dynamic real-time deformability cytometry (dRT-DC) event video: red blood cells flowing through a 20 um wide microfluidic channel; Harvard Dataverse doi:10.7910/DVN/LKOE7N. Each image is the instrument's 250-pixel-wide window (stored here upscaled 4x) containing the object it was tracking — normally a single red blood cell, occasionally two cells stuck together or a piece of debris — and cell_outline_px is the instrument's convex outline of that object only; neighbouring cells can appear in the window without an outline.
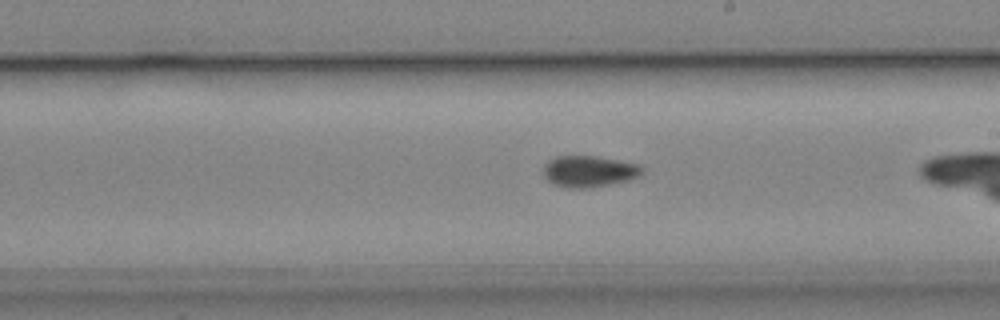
{"species": "common noctule bat (a hibernating species)", "species_latin": "Nyctalus noctula", "temperature_condition": "cold", "stored_images_in_passage": 14, "camera_frame_rate_fps": 3000, "um_per_image_px": 0.085, "animal": {"sex": "male", "body_mass_g": 19.2, "forearm_length_mm": 51.8}, "frame": {"image": 1, "passage_image": 12, "time_ms": 3.667, "image_size_px": [1000, 320], "cell_outline_px": [[644, 172], [640, 176], [628, 180], [588, 188], [568, 188], [552, 184], [544, 176], [544, 164], [548, 160], [556, 156], [596, 156], [640, 164], [644, 168]], "centroid_in_image_um": [50.07, 14.56], "position_along_channel_um": 238.9, "area_um2": 18.15}}